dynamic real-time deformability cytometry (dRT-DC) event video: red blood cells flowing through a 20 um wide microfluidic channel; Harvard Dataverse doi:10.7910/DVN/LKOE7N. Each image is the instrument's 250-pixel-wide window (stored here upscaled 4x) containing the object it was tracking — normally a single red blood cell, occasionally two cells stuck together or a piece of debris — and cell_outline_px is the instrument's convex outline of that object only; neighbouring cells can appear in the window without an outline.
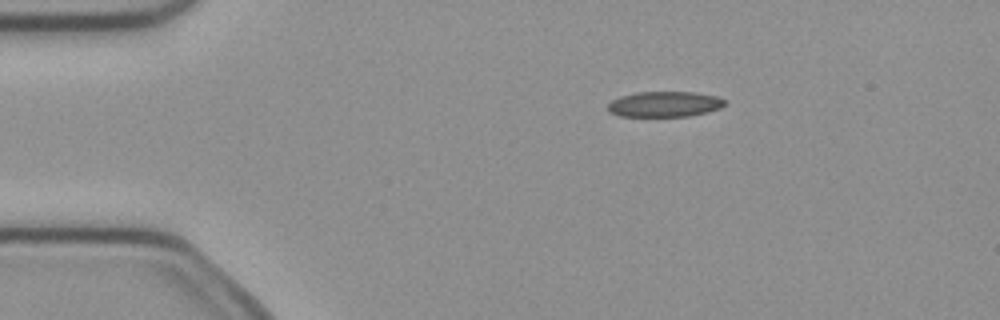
{"species": "common noctule bat (a hibernating species)", "species_latin": "Nyctalus noctula", "temperature_condition": "cold", "stored_images_in_passage": 3, "camera_frame_rate_fps": 3000, "um_per_image_px": 0.085, "animal": {"sex": "female", "body_mass_g": 21.9}, "frame": {"image": 1, "passage_image": 1, "time_ms": 0.0, "image_size_px": [1000, 320], "cell_outline_px": [[724, 104], [720, 108], [708, 112], [688, 116], [620, 116], [608, 112], [608, 104], [612, 100], [620, 96], [636, 92], [696, 92], [716, 96], [724, 100]], "centroid_in_image_um": [56.46, 8.85], "position_along_channel_um": 28.5, "area_um2": 17.34}}
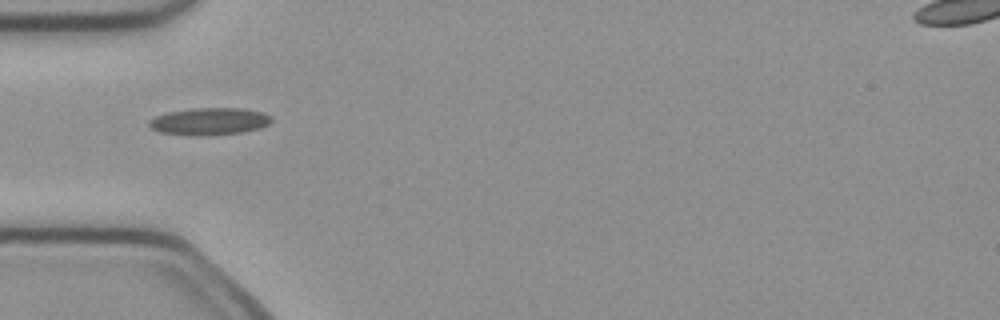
{"frame": {"image": 2, "passage_image": 3, "time_ms": 0.667, "image_size_px": [1000, 320], "cell_outline_px": [[272, 120], [268, 124], [260, 128], [244, 132], [204, 136], [192, 136], [160, 132], [152, 128], [148, 124], [148, 120], [156, 116], [168, 112], [192, 108], [240, 108], [264, 112], [272, 116]], "centroid_in_image_um": [17.81, 10.32], "position_along_channel_um": 67.2, "area_um2": 19.59}}